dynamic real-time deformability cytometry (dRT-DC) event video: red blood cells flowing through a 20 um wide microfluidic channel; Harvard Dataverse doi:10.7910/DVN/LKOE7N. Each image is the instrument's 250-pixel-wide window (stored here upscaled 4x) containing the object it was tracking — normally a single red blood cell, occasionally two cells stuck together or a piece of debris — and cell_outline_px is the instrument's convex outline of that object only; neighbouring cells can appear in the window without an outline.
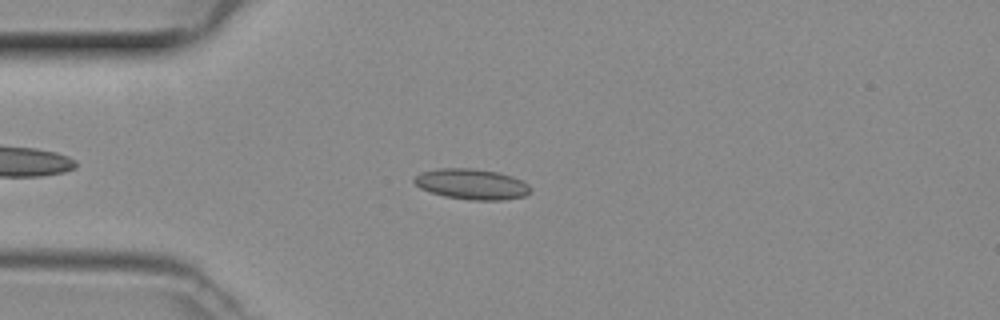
{"species": "common noctule bat (a hibernating species)", "species_latin": "Nyctalus noctula", "temperature_condition": "room temperature", "stored_images_in_passage": 45, "camera_frame_rate_fps": 3000, "um_per_image_px": 0.085, "animal": {"sex": "female", "body_mass_g": 29.2, "forearm_length_mm": 56.3}, "frame": {"image": 1, "passage_image": 9, "time_ms": 2.667, "image_size_px": [1000, 320], "cell_outline_px": [[528, 192], [524, 196], [504, 200], [472, 200], [444, 196], [420, 188], [412, 180], [420, 172], [440, 168], [472, 168], [496, 172], [512, 176], [528, 184]], "centroid_in_image_um": [40.06, 15.65], "position_along_channel_um": 44.9, "area_um2": 20.46}}
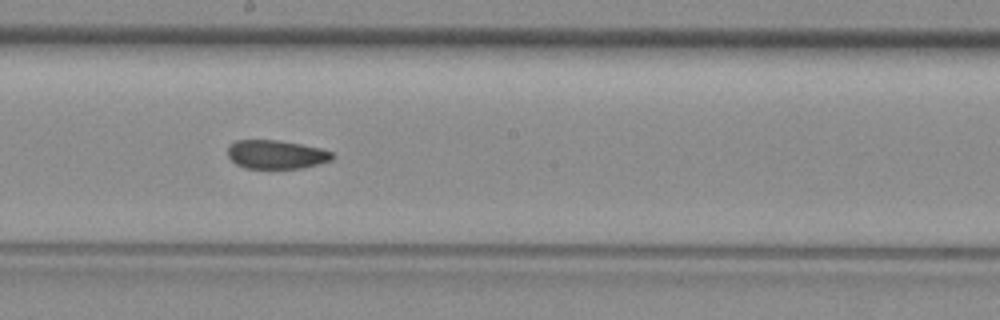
{"frame": {"image": 2, "passage_image": 23, "time_ms": 7.333, "image_size_px": [1000, 320], "cell_outline_px": [[336, 156], [332, 160], [300, 168], [244, 168], [236, 164], [228, 156], [228, 148], [236, 140], [280, 140], [320, 148], [332, 152]], "centroid_in_image_um": [23.49, 13.13], "position_along_channel_um": 224.7, "area_um2": 17.4}}
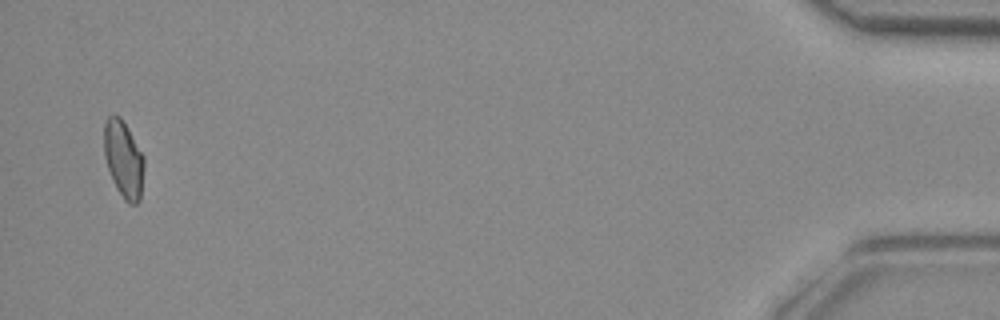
{"frame": {"image": 3, "passage_image": 44, "time_ms": 14.333, "image_size_px": [1000, 320], "cell_outline_px": [[144, 168], [140, 200], [136, 204], [128, 204], [124, 200], [116, 188], [108, 168], [104, 156], [104, 120], [112, 112], [120, 116], [144, 156]], "centroid_in_image_um": [10.49, 13.52], "position_along_channel_um": 424.7, "area_um2": 18.09}}